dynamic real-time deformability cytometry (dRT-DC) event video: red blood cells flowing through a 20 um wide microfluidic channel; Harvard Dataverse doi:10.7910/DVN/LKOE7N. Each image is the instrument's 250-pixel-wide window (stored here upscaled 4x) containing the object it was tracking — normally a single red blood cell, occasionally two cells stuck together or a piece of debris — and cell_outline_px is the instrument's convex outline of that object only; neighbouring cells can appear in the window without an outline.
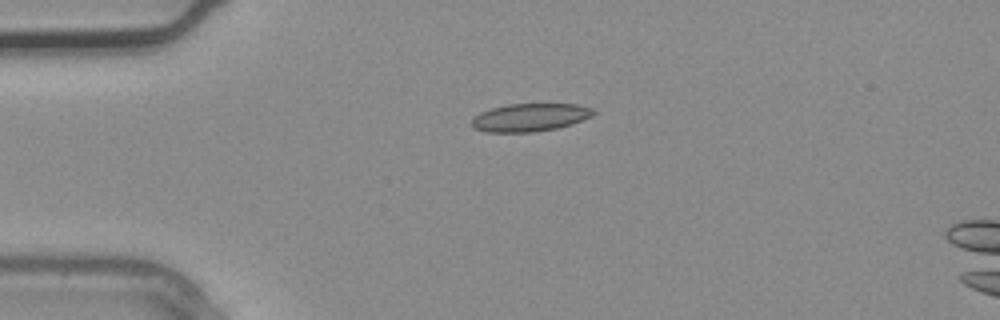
{"species": "common noctule bat (a hibernating species)", "species_latin": "Nyctalus noctula", "temperature_condition": "warm", "stored_images_in_passage": 3, "camera_frame_rate_fps": 3000, "um_per_image_px": 0.085, "animal": {"sex": "male", "body_mass_g": 20.4}, "frame": {"image": 1, "passage_image": 2, "time_ms": 0.333, "image_size_px": [1000, 320], "cell_outline_px": [[596, 112], [592, 116], [572, 124], [556, 128], [532, 132], [484, 132], [476, 128], [472, 124], [472, 120], [480, 112], [492, 108], [508, 104], [576, 104], [592, 108]], "centroid_in_image_um": [45.07, 9.98], "position_along_channel_um": 39.9, "area_um2": 19.65}}